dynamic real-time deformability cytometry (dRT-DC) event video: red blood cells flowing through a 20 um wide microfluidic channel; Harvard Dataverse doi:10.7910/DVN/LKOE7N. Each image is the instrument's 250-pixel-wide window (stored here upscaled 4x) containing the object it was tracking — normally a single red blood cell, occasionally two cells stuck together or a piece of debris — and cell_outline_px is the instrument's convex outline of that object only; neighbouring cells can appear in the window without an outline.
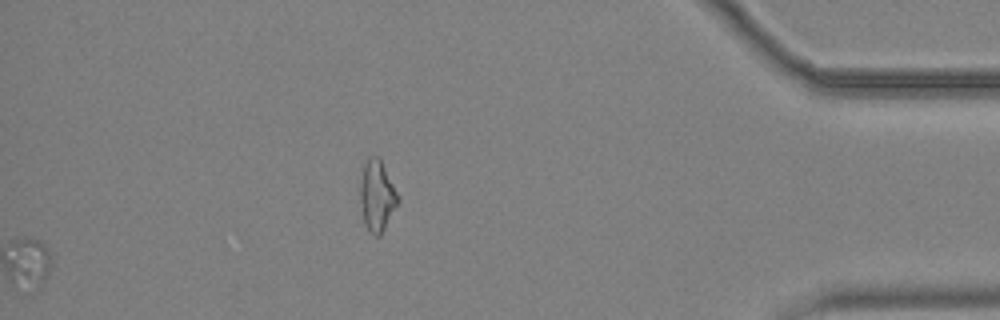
{"species": "common noctule bat (a hibernating species)", "species_latin": "Nyctalus noctula", "temperature_condition": "cold", "stored_images_in_passage": 31, "segment_of_instrument_passage": [2, 2], "camera_frame_rate_fps": 3000, "um_per_image_px": 0.085, "animal": {"sex": "male", "body_mass_g": 19.2, "forearm_length_mm": 51.8}, "frame": {"image": 1, "passage_image": 31, "time_ms": 10.0, "image_size_px": [1000, 320], "cell_outline_px": [[400, 200], [380, 236], [376, 236], [368, 232], [364, 224], [360, 200], [360, 184], [364, 164], [368, 156], [376, 156], [380, 160]], "centroid_in_image_um": [32.02, 16.69], "position_along_channel_um": 403.2, "area_um2": 15.32}}